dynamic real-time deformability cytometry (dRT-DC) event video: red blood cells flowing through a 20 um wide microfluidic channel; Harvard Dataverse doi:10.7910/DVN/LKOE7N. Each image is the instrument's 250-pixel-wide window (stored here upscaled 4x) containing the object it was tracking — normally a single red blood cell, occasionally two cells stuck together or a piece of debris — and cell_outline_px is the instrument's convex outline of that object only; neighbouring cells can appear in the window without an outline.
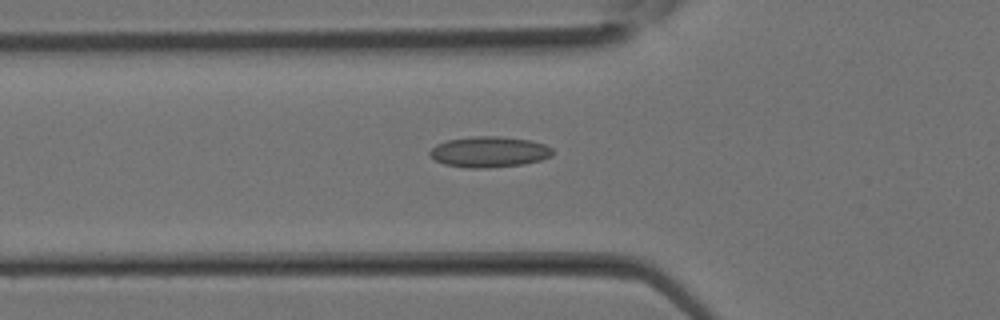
{"species": "Egyptian fruit bat (a non-hibernating species)", "species_latin": "Rousettus aegyptiacus", "temperature_condition": "room temperature", "stored_images_in_passage": 29, "camera_frame_rate_fps": 3000, "um_per_image_px": 0.085, "animal": {"sex": "female"}, "frame": {"image": 1, "passage_image": 8, "time_ms": 2.333, "image_size_px": [1000, 320], "cell_outline_px": [[552, 156], [540, 160], [524, 164], [488, 168], [468, 168], [444, 164], [436, 160], [428, 152], [436, 144], [448, 140], [476, 136], [496, 136], [528, 140], [544, 144], [552, 148]], "centroid_in_image_um": [41.58, 12.92], "position_along_channel_um": 84.2, "area_um2": 21.85}}
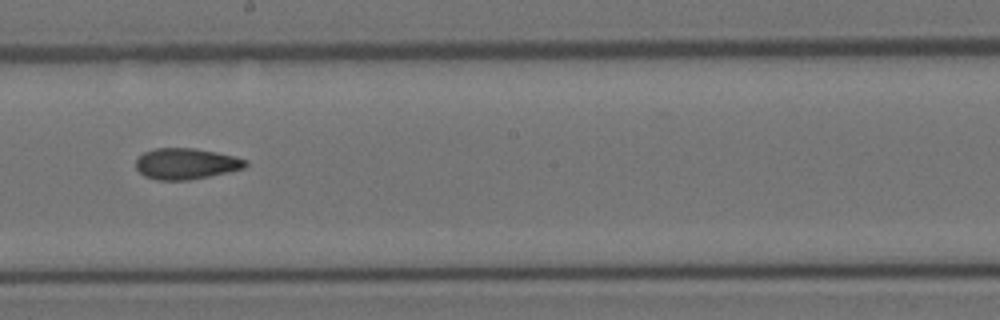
{"frame": {"image": 2, "passage_image": 15, "time_ms": 4.667, "image_size_px": [1000, 320], "cell_outline_px": [[248, 164], [244, 168], [208, 176], [188, 180], [156, 180], [144, 176], [136, 168], [136, 160], [144, 152], [156, 148], [196, 148], [216, 152], [248, 160]], "centroid_in_image_um": [15.8, 13.91], "position_along_channel_um": 232.4, "area_um2": 19.71}}
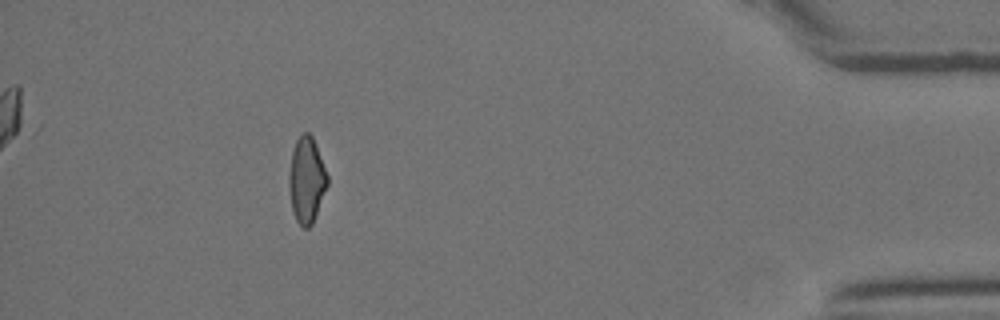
{"frame": {"image": 3, "passage_image": 26, "time_ms": 8.333, "image_size_px": [1000, 320], "cell_outline_px": [[328, 184], [312, 224], [308, 228], [304, 228], [296, 220], [292, 208], [288, 188], [288, 176], [292, 152], [296, 140], [300, 132], [308, 132], [312, 136], [316, 144], [328, 176]], "centroid_in_image_um": [26.05, 15.27], "position_along_channel_um": 409.2, "area_um2": 19.25}}